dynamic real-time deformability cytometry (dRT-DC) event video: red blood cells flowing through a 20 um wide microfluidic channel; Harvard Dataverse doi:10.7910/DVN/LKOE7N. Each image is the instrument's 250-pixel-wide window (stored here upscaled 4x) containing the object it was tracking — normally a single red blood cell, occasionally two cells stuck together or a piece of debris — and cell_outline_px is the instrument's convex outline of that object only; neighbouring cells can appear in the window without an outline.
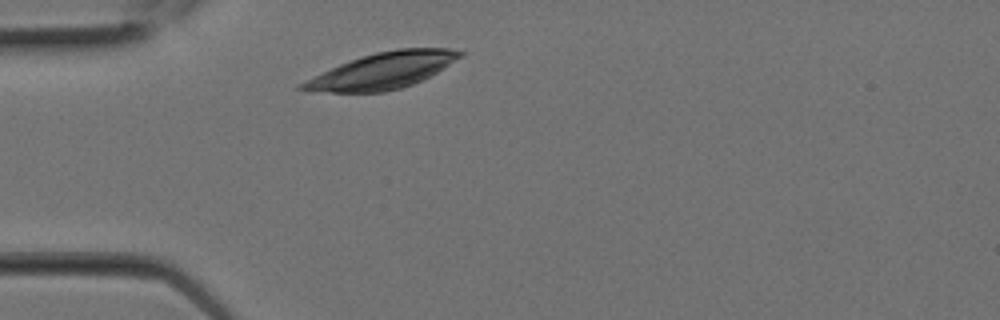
{"species": "Egyptian fruit bat (a non-hibernating species)", "species_latin": "Rousettus aegyptiacus", "temperature_condition": "room temperature", "stored_images_in_passage": 1, "camera_frame_rate_fps": 3000, "um_per_image_px": 0.085, "animal": {"sex": "female"}, "frame": {"image": 1, "passage_image": 1, "time_ms": 0.0, "image_size_px": [1000, 320], "cell_outline_px": [[464, 52], [460, 56], [436, 72], [412, 84], [400, 88], [384, 92], [332, 92], [296, 88], [300, 84], [348, 60], [360, 56], [376, 52], [396, 48], [448, 48]], "centroid_in_image_um": [32.53, 5.99], "position_along_channel_um": 52.5, "area_um2": 32.25}}